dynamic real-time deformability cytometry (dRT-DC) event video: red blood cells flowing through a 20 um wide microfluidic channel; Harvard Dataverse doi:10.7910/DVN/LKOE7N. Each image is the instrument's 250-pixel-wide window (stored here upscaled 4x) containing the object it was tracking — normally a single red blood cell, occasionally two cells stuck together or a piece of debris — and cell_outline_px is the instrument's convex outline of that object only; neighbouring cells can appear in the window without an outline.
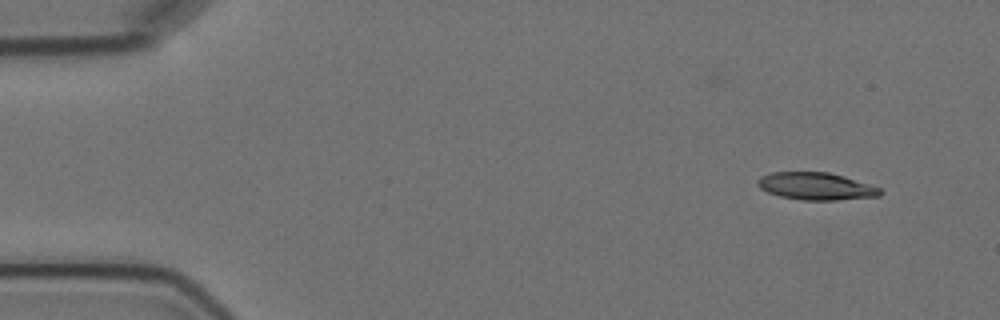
{"species": "Egyptian fruit bat (a non-hibernating species)", "species_latin": "Rousettus aegyptiacus", "temperature_condition": "cold", "stored_images_in_passage": 3, "camera_frame_rate_fps": 3000, "um_per_image_px": 0.085, "animal": {"sex": "female"}, "frame": {"image": 1, "passage_image": 1, "time_ms": 0.0, "image_size_px": [1000, 320], "cell_outline_px": [[884, 192], [880, 196], [836, 200], [800, 200], [780, 196], [768, 192], [760, 188], [756, 184], [756, 180], [760, 176], [772, 172], [828, 172], [844, 176], [880, 188]], "centroid_in_image_um": [69.34, 15.83], "position_along_channel_um": 15.7, "area_um2": 19.59}}